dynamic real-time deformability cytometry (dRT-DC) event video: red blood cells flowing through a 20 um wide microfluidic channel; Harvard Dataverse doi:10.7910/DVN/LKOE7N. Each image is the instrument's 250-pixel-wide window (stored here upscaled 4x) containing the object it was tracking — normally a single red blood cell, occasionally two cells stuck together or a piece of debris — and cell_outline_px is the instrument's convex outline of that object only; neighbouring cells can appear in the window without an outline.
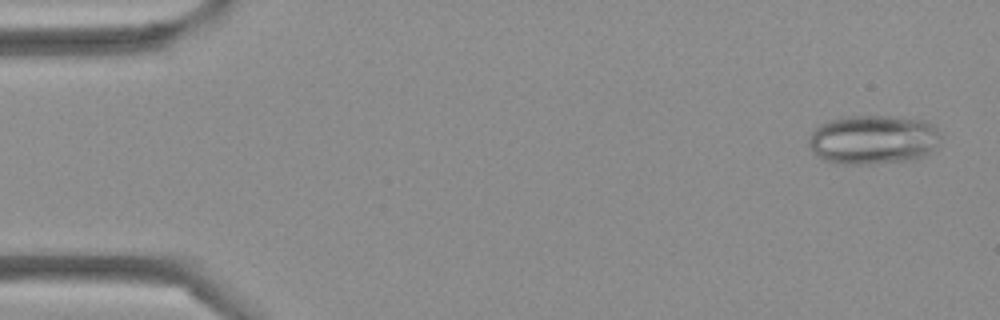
{"species": "Egyptian fruit bat (a non-hibernating species)", "species_latin": "Rousettus aegyptiacus", "temperature_condition": "cold", "stored_images_in_passage": 4, "camera_frame_rate_fps": 3000, "um_per_image_px": 0.085, "frame": {"image": 1, "passage_image": 1, "time_ms": 0.0, "image_size_px": [1000, 320], "cell_outline_px": [[940, 136], [936, 144], [928, 156], [916, 160], [876, 164], [840, 164], [824, 160], [816, 156], [812, 152], [808, 144], [808, 136], [820, 124], [828, 120], [840, 116], [892, 116], [928, 120], [936, 128]], "centroid_in_image_um": [74.21, 11.87], "position_along_channel_um": 10.8, "area_um2": 38.67}}